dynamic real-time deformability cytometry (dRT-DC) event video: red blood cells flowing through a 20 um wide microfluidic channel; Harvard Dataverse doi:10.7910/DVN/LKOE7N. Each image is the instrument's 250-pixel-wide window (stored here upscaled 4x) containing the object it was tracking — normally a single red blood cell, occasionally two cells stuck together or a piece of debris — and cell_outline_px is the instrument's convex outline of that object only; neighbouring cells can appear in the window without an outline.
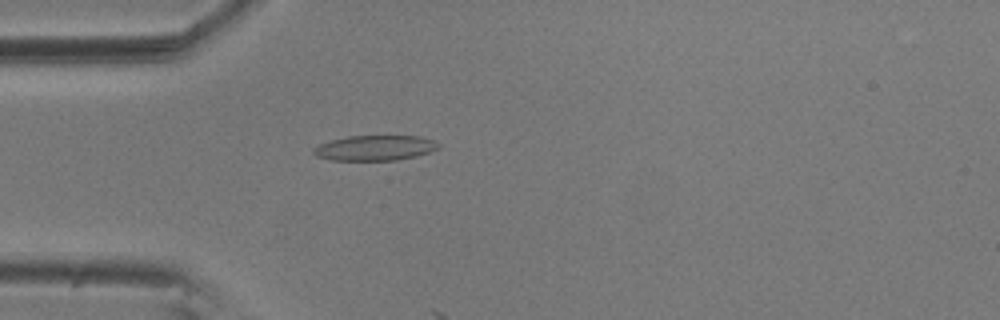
{"species": "common noctule bat (a hibernating species)", "species_latin": "Nyctalus noctula", "temperature_condition": "room temperature", "stored_images_in_passage": 17, "camera_frame_rate_fps": 3000, "um_per_image_px": 0.085, "animal": {"sex": "male", "body_mass_g": 20.5, "forearm_length_mm": 52.5}, "frame": {"image": 1, "passage_image": 16, "time_ms": 5.0, "image_size_px": [1000, 320], "cell_outline_px": [[440, 148], [416, 156], [396, 160], [332, 160], [316, 156], [312, 152], [312, 148], [320, 144], [332, 140], [348, 136], [420, 136], [432, 140], [440, 144]], "centroid_in_image_um": [31.86, 12.57], "position_along_channel_um": 53.1, "area_um2": 18.26}}